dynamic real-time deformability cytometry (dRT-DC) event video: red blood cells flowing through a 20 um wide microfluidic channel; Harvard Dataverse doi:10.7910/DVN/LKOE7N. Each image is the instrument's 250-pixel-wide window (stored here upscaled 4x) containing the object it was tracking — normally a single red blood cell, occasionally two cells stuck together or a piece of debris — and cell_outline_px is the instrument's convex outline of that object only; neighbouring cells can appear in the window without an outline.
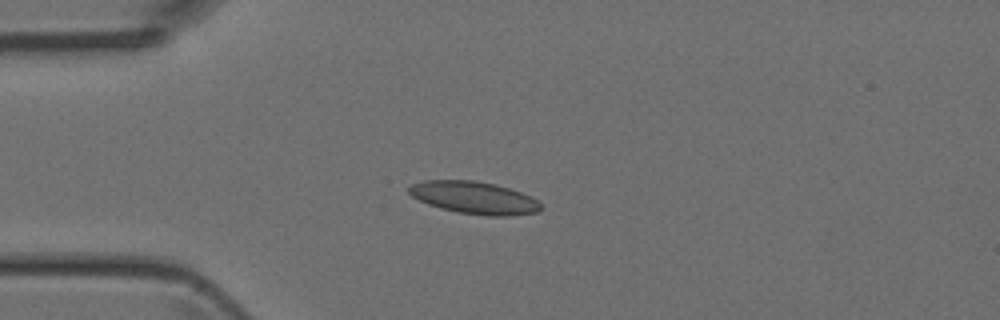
{"species": "Egyptian fruit bat (a non-hibernating species)", "species_latin": "Rousettus aegyptiacus", "temperature_condition": "room temperature", "stored_images_in_passage": 5, "camera_frame_rate_fps": 3000, "um_per_image_px": 0.085, "animal": {"sex": "female"}, "frame": {"image": 1, "passage_image": 3, "time_ms": 0.667, "image_size_px": [1000, 320], "cell_outline_px": [[544, 208], [540, 212], [512, 216], [488, 216], [456, 212], [440, 208], [428, 204], [412, 196], [408, 192], [408, 188], [412, 184], [424, 180], [472, 180], [496, 184], [532, 196]], "centroid_in_image_um": [40.34, 16.81], "position_along_channel_um": 44.7, "area_um2": 25.09}}
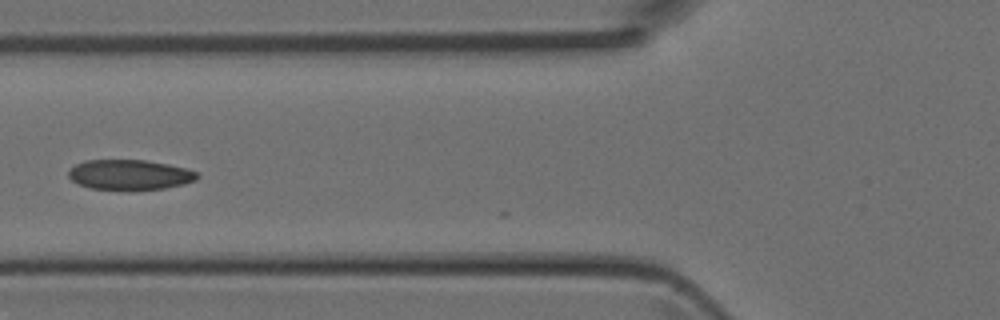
{"frame": {"image": 2, "passage_image": 5, "time_ms": 1.333, "image_size_px": [1000, 320], "cell_outline_px": [[200, 176], [196, 180], [184, 184], [164, 188], [132, 192], [128, 192], [92, 188], [80, 184], [72, 180], [68, 176], [68, 172], [76, 164], [84, 160], [144, 160], [168, 164], [200, 172]], "centroid_in_image_um": [11.06, 14.88], "position_along_channel_um": 114.7, "area_um2": 23.12}}